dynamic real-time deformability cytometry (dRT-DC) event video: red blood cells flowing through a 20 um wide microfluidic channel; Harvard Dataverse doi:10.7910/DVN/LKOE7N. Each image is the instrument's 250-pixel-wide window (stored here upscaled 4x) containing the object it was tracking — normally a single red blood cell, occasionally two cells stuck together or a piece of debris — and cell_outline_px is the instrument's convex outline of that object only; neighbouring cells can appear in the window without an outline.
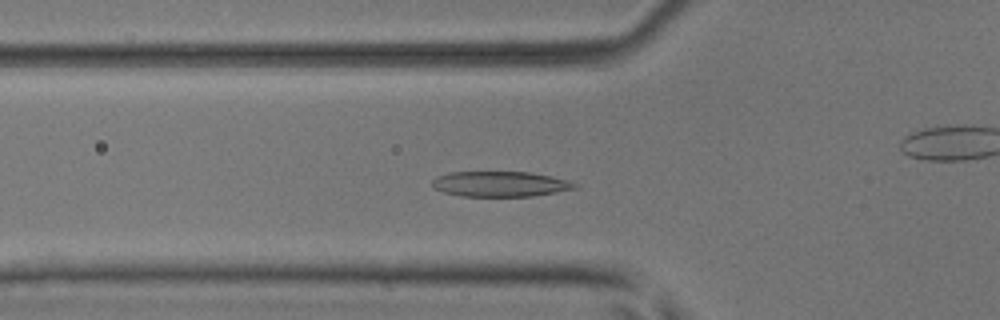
{"species": "common noctule bat (a hibernating species)", "species_latin": "Nyctalus noctula", "temperature_condition": "room temperature", "stored_images_in_passage": 52, "camera_frame_rate_fps": 3000, "um_per_image_px": 0.085, "animal": {"sex": "male", "body_mass_g": 17.9, "forearm_length_mm": 54.2}, "frame": {"image": 1, "passage_image": 18, "time_ms": 5.667, "image_size_px": [1000, 320], "cell_outline_px": [[580, 184], [576, 188], [556, 192], [532, 196], [460, 196], [444, 192], [436, 188], [432, 184], [432, 180], [436, 176], [448, 172], [528, 172], [548, 176]], "centroid_in_image_um": [42.48, 15.64], "position_along_channel_um": 83.3, "area_um2": 20.81}}
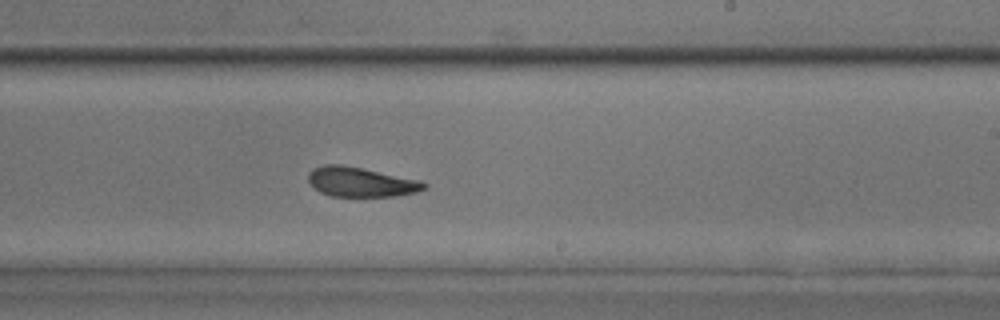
{"frame": {"image": 2, "passage_image": 31, "time_ms": 10.0, "image_size_px": [1000, 320], "cell_outline_px": [[428, 188], [416, 192], [396, 196], [332, 196], [320, 192], [312, 188], [308, 180], [308, 172], [312, 168], [324, 164], [344, 164], [420, 180], [428, 184]], "centroid_in_image_um": [30.65, 15.46], "position_along_channel_um": 258.4, "area_um2": 20.29}}
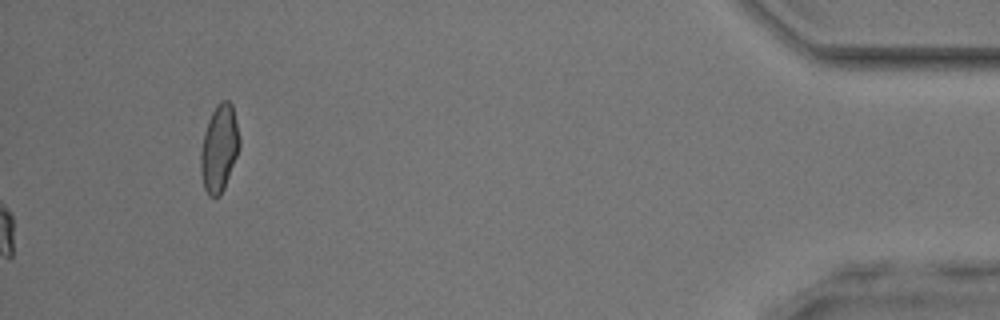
{"frame": {"image": 3, "passage_image": 52, "time_ms": 17.0, "image_size_px": [1000, 320], "cell_outline_px": [[240, 148], [224, 188], [220, 196], [208, 196], [204, 188], [200, 172], [200, 152], [204, 132], [208, 120], [216, 104], [220, 100], [228, 100], [232, 104], [240, 140]], "centroid_in_image_um": [18.62, 12.6], "position_along_channel_um": 416.6, "area_um2": 19.77}, "authors_computed_cell_mechanics": {"area_um2": 20.4323, "velocity_mm_per_s": 4.0543, "shape_relaxation_time_tau1_ms": 3.7355, "shape_relaxation_time_tau2_ms": 1.9444, "deformation_change_tau1": 0.1396, "deformation_change_tau2": 0.0951}}